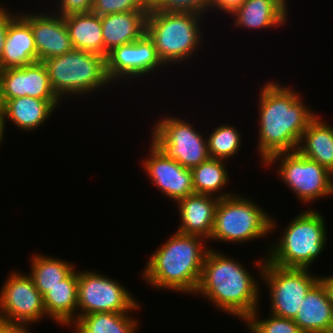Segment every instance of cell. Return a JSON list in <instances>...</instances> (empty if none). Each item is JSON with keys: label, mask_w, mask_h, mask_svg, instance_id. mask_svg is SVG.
I'll list each match as a JSON object with an SVG mask.
<instances>
[{"label": "cell", "mask_w": 333, "mask_h": 333, "mask_svg": "<svg viewBox=\"0 0 333 333\" xmlns=\"http://www.w3.org/2000/svg\"><path fill=\"white\" fill-rule=\"evenodd\" d=\"M267 82L257 94L259 118L256 152L261 165L275 154L296 151L303 132L318 115L293 86L287 87L274 80Z\"/></svg>", "instance_id": "6da1fadb"}, {"label": "cell", "mask_w": 333, "mask_h": 333, "mask_svg": "<svg viewBox=\"0 0 333 333\" xmlns=\"http://www.w3.org/2000/svg\"><path fill=\"white\" fill-rule=\"evenodd\" d=\"M216 249L212 246L206 254L195 294L209 300L220 311L244 322L260 307V279L266 256L255 259L253 263L259 271L257 280L237 258L224 255L227 253Z\"/></svg>", "instance_id": "7a4b0ae2"}, {"label": "cell", "mask_w": 333, "mask_h": 333, "mask_svg": "<svg viewBox=\"0 0 333 333\" xmlns=\"http://www.w3.org/2000/svg\"><path fill=\"white\" fill-rule=\"evenodd\" d=\"M173 233L155 248L140 276L153 289L193 296L201 278L204 259L211 247L203 237L177 231Z\"/></svg>", "instance_id": "3957f363"}, {"label": "cell", "mask_w": 333, "mask_h": 333, "mask_svg": "<svg viewBox=\"0 0 333 333\" xmlns=\"http://www.w3.org/2000/svg\"><path fill=\"white\" fill-rule=\"evenodd\" d=\"M324 215L310 208L289 221L278 240L267 242L266 260L283 268L310 269L327 247Z\"/></svg>", "instance_id": "277c9868"}, {"label": "cell", "mask_w": 333, "mask_h": 333, "mask_svg": "<svg viewBox=\"0 0 333 333\" xmlns=\"http://www.w3.org/2000/svg\"><path fill=\"white\" fill-rule=\"evenodd\" d=\"M205 17L196 13L158 12L151 6L146 20V33L153 40L163 64L183 65L204 46ZM203 32V33H202ZM204 37V38H203Z\"/></svg>", "instance_id": "5b68a950"}, {"label": "cell", "mask_w": 333, "mask_h": 333, "mask_svg": "<svg viewBox=\"0 0 333 333\" xmlns=\"http://www.w3.org/2000/svg\"><path fill=\"white\" fill-rule=\"evenodd\" d=\"M47 69L50 85L63 102L85 97L112 87L106 72V57L97 53L73 49L63 55L42 61ZM112 85V86H111Z\"/></svg>", "instance_id": "8992f818"}, {"label": "cell", "mask_w": 333, "mask_h": 333, "mask_svg": "<svg viewBox=\"0 0 333 333\" xmlns=\"http://www.w3.org/2000/svg\"><path fill=\"white\" fill-rule=\"evenodd\" d=\"M252 198L235 193L219 199L209 242L248 244L275 233L278 221ZM275 230V231H274ZM248 242V243H247Z\"/></svg>", "instance_id": "52a82bcc"}, {"label": "cell", "mask_w": 333, "mask_h": 333, "mask_svg": "<svg viewBox=\"0 0 333 333\" xmlns=\"http://www.w3.org/2000/svg\"><path fill=\"white\" fill-rule=\"evenodd\" d=\"M270 165L277 167V177L302 204H314L333 195L332 173L297 151L273 155L263 167Z\"/></svg>", "instance_id": "ba28073f"}, {"label": "cell", "mask_w": 333, "mask_h": 333, "mask_svg": "<svg viewBox=\"0 0 333 333\" xmlns=\"http://www.w3.org/2000/svg\"><path fill=\"white\" fill-rule=\"evenodd\" d=\"M157 121L152 126L149 141L167 157L186 169H193L211 158L206 135L197 130L192 122L172 114L164 115Z\"/></svg>", "instance_id": "9c48e42d"}, {"label": "cell", "mask_w": 333, "mask_h": 333, "mask_svg": "<svg viewBox=\"0 0 333 333\" xmlns=\"http://www.w3.org/2000/svg\"><path fill=\"white\" fill-rule=\"evenodd\" d=\"M138 301L125 285L110 276L78 269L77 320L83 315L101 312L134 315L141 309V301Z\"/></svg>", "instance_id": "30bf717a"}, {"label": "cell", "mask_w": 333, "mask_h": 333, "mask_svg": "<svg viewBox=\"0 0 333 333\" xmlns=\"http://www.w3.org/2000/svg\"><path fill=\"white\" fill-rule=\"evenodd\" d=\"M311 269L283 268L267 260L261 274V282L269 291L270 314L294 319L302 300L320 280Z\"/></svg>", "instance_id": "8fae6325"}, {"label": "cell", "mask_w": 333, "mask_h": 333, "mask_svg": "<svg viewBox=\"0 0 333 333\" xmlns=\"http://www.w3.org/2000/svg\"><path fill=\"white\" fill-rule=\"evenodd\" d=\"M0 288V320L33 325L47 318L42 294L27 273L10 271Z\"/></svg>", "instance_id": "7c38bea8"}, {"label": "cell", "mask_w": 333, "mask_h": 333, "mask_svg": "<svg viewBox=\"0 0 333 333\" xmlns=\"http://www.w3.org/2000/svg\"><path fill=\"white\" fill-rule=\"evenodd\" d=\"M162 68L167 69L158 57L155 44L147 33L135 42L114 48L106 57V72L112 84H117V81H128V84L132 80L143 78L145 81L147 77L153 78V74H157Z\"/></svg>", "instance_id": "4fadbf2b"}, {"label": "cell", "mask_w": 333, "mask_h": 333, "mask_svg": "<svg viewBox=\"0 0 333 333\" xmlns=\"http://www.w3.org/2000/svg\"><path fill=\"white\" fill-rule=\"evenodd\" d=\"M147 156L140 161L143 171L152 185L162 192L168 200L176 203L180 199L194 194L191 169H186L176 160L167 157L151 141Z\"/></svg>", "instance_id": "5bb4252c"}, {"label": "cell", "mask_w": 333, "mask_h": 333, "mask_svg": "<svg viewBox=\"0 0 333 333\" xmlns=\"http://www.w3.org/2000/svg\"><path fill=\"white\" fill-rule=\"evenodd\" d=\"M20 11L19 14L31 25L37 61L60 56L74 49L63 16L52 13V10H39L42 13Z\"/></svg>", "instance_id": "9a60e30c"}, {"label": "cell", "mask_w": 333, "mask_h": 333, "mask_svg": "<svg viewBox=\"0 0 333 333\" xmlns=\"http://www.w3.org/2000/svg\"><path fill=\"white\" fill-rule=\"evenodd\" d=\"M0 85L5 102L25 96L61 101L52 90L46 66L42 61L0 70Z\"/></svg>", "instance_id": "2e32d148"}, {"label": "cell", "mask_w": 333, "mask_h": 333, "mask_svg": "<svg viewBox=\"0 0 333 333\" xmlns=\"http://www.w3.org/2000/svg\"><path fill=\"white\" fill-rule=\"evenodd\" d=\"M289 1L287 0H246L231 15L232 27L251 31L281 29L288 22ZM238 27V28H237ZM260 29V30H259Z\"/></svg>", "instance_id": "e0dca14e"}, {"label": "cell", "mask_w": 333, "mask_h": 333, "mask_svg": "<svg viewBox=\"0 0 333 333\" xmlns=\"http://www.w3.org/2000/svg\"><path fill=\"white\" fill-rule=\"evenodd\" d=\"M219 198L205 194H190L177 201L179 223L177 232L185 235H196L209 241L215 210Z\"/></svg>", "instance_id": "ac0fdd59"}, {"label": "cell", "mask_w": 333, "mask_h": 333, "mask_svg": "<svg viewBox=\"0 0 333 333\" xmlns=\"http://www.w3.org/2000/svg\"><path fill=\"white\" fill-rule=\"evenodd\" d=\"M293 321L303 333H333V303L321 279L302 300Z\"/></svg>", "instance_id": "d6986e66"}, {"label": "cell", "mask_w": 333, "mask_h": 333, "mask_svg": "<svg viewBox=\"0 0 333 333\" xmlns=\"http://www.w3.org/2000/svg\"><path fill=\"white\" fill-rule=\"evenodd\" d=\"M148 11L114 13L101 17L104 57L114 48L135 42L146 33Z\"/></svg>", "instance_id": "ffe728a7"}, {"label": "cell", "mask_w": 333, "mask_h": 333, "mask_svg": "<svg viewBox=\"0 0 333 333\" xmlns=\"http://www.w3.org/2000/svg\"><path fill=\"white\" fill-rule=\"evenodd\" d=\"M62 101H47L33 97H19L5 102V123L12 122L21 132H35L49 121ZM8 121V122H7Z\"/></svg>", "instance_id": "44dd1931"}, {"label": "cell", "mask_w": 333, "mask_h": 333, "mask_svg": "<svg viewBox=\"0 0 333 333\" xmlns=\"http://www.w3.org/2000/svg\"><path fill=\"white\" fill-rule=\"evenodd\" d=\"M37 62V49L31 25L18 14L10 23L0 59V70Z\"/></svg>", "instance_id": "7402d4cb"}, {"label": "cell", "mask_w": 333, "mask_h": 333, "mask_svg": "<svg viewBox=\"0 0 333 333\" xmlns=\"http://www.w3.org/2000/svg\"><path fill=\"white\" fill-rule=\"evenodd\" d=\"M43 303L49 320L70 329L77 321L78 270L75 268L62 284L51 288L43 296Z\"/></svg>", "instance_id": "603a6c76"}, {"label": "cell", "mask_w": 333, "mask_h": 333, "mask_svg": "<svg viewBox=\"0 0 333 333\" xmlns=\"http://www.w3.org/2000/svg\"><path fill=\"white\" fill-rule=\"evenodd\" d=\"M318 114L303 132L297 152L333 173V126Z\"/></svg>", "instance_id": "cb8c5ba5"}, {"label": "cell", "mask_w": 333, "mask_h": 333, "mask_svg": "<svg viewBox=\"0 0 333 333\" xmlns=\"http://www.w3.org/2000/svg\"><path fill=\"white\" fill-rule=\"evenodd\" d=\"M74 49L104 56L101 17L89 13L63 16Z\"/></svg>", "instance_id": "d4e9b609"}, {"label": "cell", "mask_w": 333, "mask_h": 333, "mask_svg": "<svg viewBox=\"0 0 333 333\" xmlns=\"http://www.w3.org/2000/svg\"><path fill=\"white\" fill-rule=\"evenodd\" d=\"M30 257L29 276L33 279L36 289L44 296L51 288L62 284L64 280L75 268L73 262L68 260L43 255L42 253H33Z\"/></svg>", "instance_id": "484cf974"}, {"label": "cell", "mask_w": 333, "mask_h": 333, "mask_svg": "<svg viewBox=\"0 0 333 333\" xmlns=\"http://www.w3.org/2000/svg\"><path fill=\"white\" fill-rule=\"evenodd\" d=\"M226 165L225 160L210 158L191 169L194 192L211 195L219 199L234 195L235 192L225 190V187H228V182H230V173Z\"/></svg>", "instance_id": "4316f807"}, {"label": "cell", "mask_w": 333, "mask_h": 333, "mask_svg": "<svg viewBox=\"0 0 333 333\" xmlns=\"http://www.w3.org/2000/svg\"><path fill=\"white\" fill-rule=\"evenodd\" d=\"M139 322L130 312H101L81 316L71 328L75 333H136Z\"/></svg>", "instance_id": "83f0119b"}, {"label": "cell", "mask_w": 333, "mask_h": 333, "mask_svg": "<svg viewBox=\"0 0 333 333\" xmlns=\"http://www.w3.org/2000/svg\"><path fill=\"white\" fill-rule=\"evenodd\" d=\"M234 124L223 123L209 133L207 138L209 155L213 159L225 160L237 155L242 144V133ZM242 144V145H241Z\"/></svg>", "instance_id": "f1b7e54d"}, {"label": "cell", "mask_w": 333, "mask_h": 333, "mask_svg": "<svg viewBox=\"0 0 333 333\" xmlns=\"http://www.w3.org/2000/svg\"><path fill=\"white\" fill-rule=\"evenodd\" d=\"M252 313L243 324L250 333H303L293 319L283 318L268 314L267 318H261L260 310ZM259 317V318H258Z\"/></svg>", "instance_id": "f546056e"}, {"label": "cell", "mask_w": 333, "mask_h": 333, "mask_svg": "<svg viewBox=\"0 0 333 333\" xmlns=\"http://www.w3.org/2000/svg\"><path fill=\"white\" fill-rule=\"evenodd\" d=\"M158 12L196 13L205 16L211 11V0H155L150 5Z\"/></svg>", "instance_id": "4dcf8cb0"}, {"label": "cell", "mask_w": 333, "mask_h": 333, "mask_svg": "<svg viewBox=\"0 0 333 333\" xmlns=\"http://www.w3.org/2000/svg\"><path fill=\"white\" fill-rule=\"evenodd\" d=\"M146 0H94L92 13L100 17L130 11H149Z\"/></svg>", "instance_id": "1f68e13d"}, {"label": "cell", "mask_w": 333, "mask_h": 333, "mask_svg": "<svg viewBox=\"0 0 333 333\" xmlns=\"http://www.w3.org/2000/svg\"><path fill=\"white\" fill-rule=\"evenodd\" d=\"M56 1V2H55ZM55 14L67 16L71 14L89 13L92 11L94 0H55ZM58 5H57V4Z\"/></svg>", "instance_id": "d6a6232c"}, {"label": "cell", "mask_w": 333, "mask_h": 333, "mask_svg": "<svg viewBox=\"0 0 333 333\" xmlns=\"http://www.w3.org/2000/svg\"><path fill=\"white\" fill-rule=\"evenodd\" d=\"M8 8V9H7ZM19 14V12L14 13L6 5L0 7V59L4 51L5 39L7 36V30L9 23Z\"/></svg>", "instance_id": "836d02e7"}, {"label": "cell", "mask_w": 333, "mask_h": 333, "mask_svg": "<svg viewBox=\"0 0 333 333\" xmlns=\"http://www.w3.org/2000/svg\"><path fill=\"white\" fill-rule=\"evenodd\" d=\"M246 0H211V12L216 10L217 12H222L225 14L231 15L237 8H239Z\"/></svg>", "instance_id": "e575fe53"}, {"label": "cell", "mask_w": 333, "mask_h": 333, "mask_svg": "<svg viewBox=\"0 0 333 333\" xmlns=\"http://www.w3.org/2000/svg\"><path fill=\"white\" fill-rule=\"evenodd\" d=\"M28 326L29 325L8 323L0 320V333H30L31 326Z\"/></svg>", "instance_id": "d590c367"}, {"label": "cell", "mask_w": 333, "mask_h": 333, "mask_svg": "<svg viewBox=\"0 0 333 333\" xmlns=\"http://www.w3.org/2000/svg\"><path fill=\"white\" fill-rule=\"evenodd\" d=\"M320 279L323 281V283L325 284V286L327 287L329 296H330V300L333 303V274L328 275V276H323L320 275Z\"/></svg>", "instance_id": "8d00e7d4"}, {"label": "cell", "mask_w": 333, "mask_h": 333, "mask_svg": "<svg viewBox=\"0 0 333 333\" xmlns=\"http://www.w3.org/2000/svg\"><path fill=\"white\" fill-rule=\"evenodd\" d=\"M6 127L4 112H0V148L4 144Z\"/></svg>", "instance_id": "74e56055"}, {"label": "cell", "mask_w": 333, "mask_h": 333, "mask_svg": "<svg viewBox=\"0 0 333 333\" xmlns=\"http://www.w3.org/2000/svg\"><path fill=\"white\" fill-rule=\"evenodd\" d=\"M4 111H5V101H4V97H3L1 85H0V112H4Z\"/></svg>", "instance_id": "f35d334b"}, {"label": "cell", "mask_w": 333, "mask_h": 333, "mask_svg": "<svg viewBox=\"0 0 333 333\" xmlns=\"http://www.w3.org/2000/svg\"><path fill=\"white\" fill-rule=\"evenodd\" d=\"M150 5L155 1V0H146Z\"/></svg>", "instance_id": "ab89813d"}]
</instances>
